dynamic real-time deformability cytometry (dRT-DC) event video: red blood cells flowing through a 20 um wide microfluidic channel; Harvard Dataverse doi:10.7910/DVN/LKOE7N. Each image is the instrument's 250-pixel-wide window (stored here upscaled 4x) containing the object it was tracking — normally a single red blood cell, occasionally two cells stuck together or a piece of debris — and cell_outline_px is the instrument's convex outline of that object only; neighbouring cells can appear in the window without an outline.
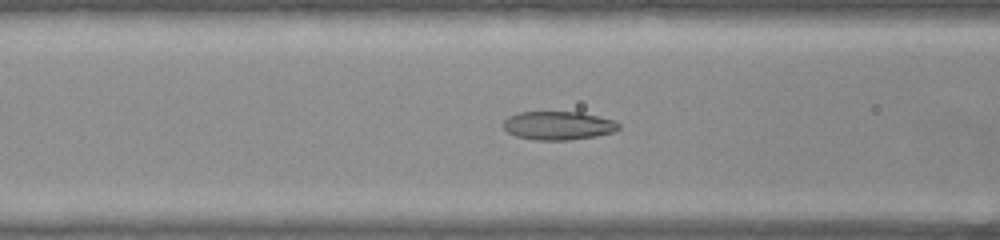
{"species": "common noctule bat (a hibernating species)", "species_latin": "Nyctalus noctula", "temperature_condition": "warm", "stored_images_in_passage": 51, "camera_frame_rate_fps": 3000, "um_per_image_px": 0.085, "animal": {"sex": "female", "body_mass_g": 22.0, "forearm_length_mm": 56.7}, "frame": {"image": 1, "passage_image": 20, "time_ms": 6.333, "image_size_px": [1000, 240], "cell_outline_px": [[620, 128], [616, 132], [596, 136], [572, 140], [536, 140], [516, 136], [508, 132], [500, 124], [508, 116], [516, 112], [580, 112], [612, 120], [620, 124]], "centroid_in_image_um": [47.43, 10.68], "position_along_channel_um": 119.2, "area_um2": 19.36}}
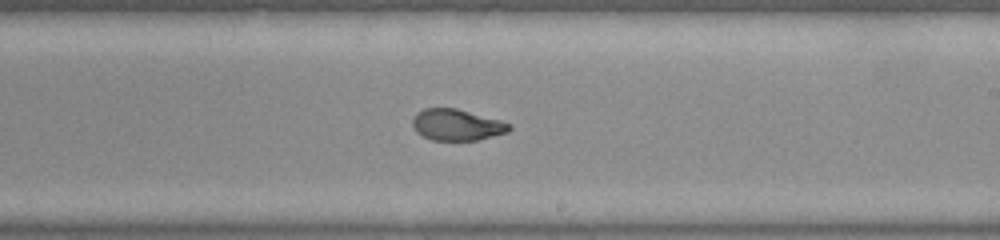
{"frame": {"image": 2, "passage_image": 30, "time_ms": 9.667, "image_size_px": [1000, 240], "cell_outline_px": [[512, 128], [508, 132], [476, 140], [432, 140], [416, 132], [412, 124], [412, 120], [416, 112], [424, 108], [456, 108], [500, 120], [512, 124]], "centroid_in_image_um": [38.82, 10.6], "position_along_channel_um": 250.2, "area_um2": 17.63}}
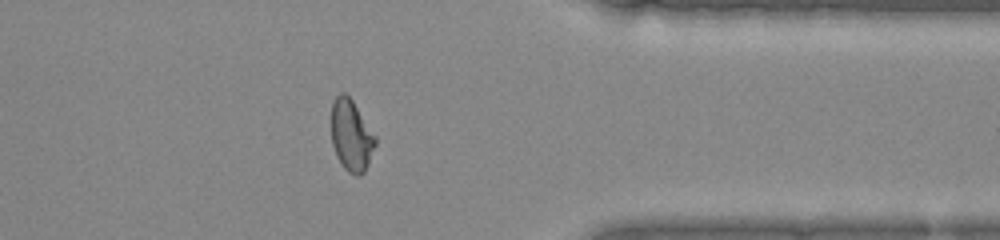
{"frame": {"image": 3, "passage_image": 41, "time_ms": 13.333, "image_size_px": [1000, 240], "cell_outline_px": [[376, 144], [368, 164], [364, 172], [360, 176], [356, 176], [348, 172], [344, 168], [336, 156], [332, 144], [332, 104], [336, 96], [340, 92], [344, 92], [352, 100], [376, 136]], "centroid_in_image_um": [29.86, 11.53], "position_along_channel_um": 381.5, "area_um2": 18.26}, "authors_computed_cell_mechanics": {"area_um2": 19.363, "velocity_mm_per_s": 3.9437, "shape_relaxation_time_tau1_ms": null, "shape_relaxation_time_tau2_ms": 1.1114, "deformation_change_tau1": null, "deformation_change_tau2": 0.0558}}